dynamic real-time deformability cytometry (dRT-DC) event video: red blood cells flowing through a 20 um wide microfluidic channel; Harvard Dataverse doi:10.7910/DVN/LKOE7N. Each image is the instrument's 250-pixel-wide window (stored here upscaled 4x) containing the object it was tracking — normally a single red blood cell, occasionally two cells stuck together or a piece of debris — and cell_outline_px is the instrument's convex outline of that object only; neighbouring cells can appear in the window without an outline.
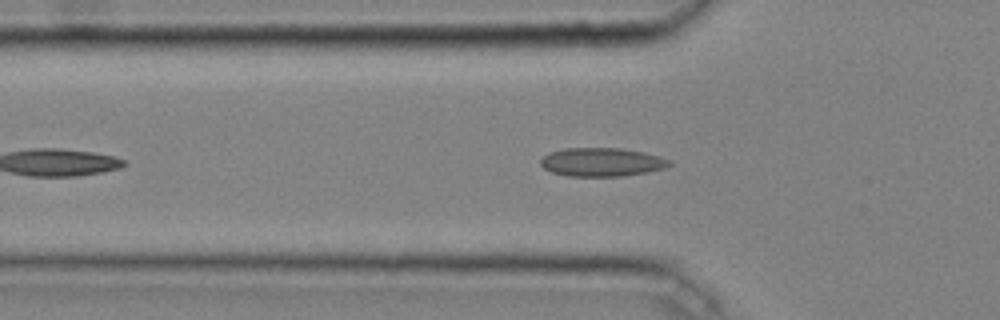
{"species": "common noctule bat (a hibernating species)", "species_latin": "Nyctalus noctula", "temperature_condition": "cold", "stored_images_in_passage": 9, "camera_frame_rate_fps": 3000, "um_per_image_px": 0.085, "animal": {"sex": "male", "body_mass_g": 20.4}, "frame": {"image": 1, "passage_image": 8, "time_ms": 2.333, "image_size_px": [1000, 320], "cell_outline_px": [[672, 164], [664, 168], [648, 172], [624, 176], [568, 176], [552, 172], [544, 168], [540, 164], [540, 160], [548, 152], [564, 148], [620, 148], [644, 152], [660, 156], [672, 160]], "centroid_in_image_um": [51.17, 13.77], "position_along_channel_um": 74.6, "area_um2": 21.62}}